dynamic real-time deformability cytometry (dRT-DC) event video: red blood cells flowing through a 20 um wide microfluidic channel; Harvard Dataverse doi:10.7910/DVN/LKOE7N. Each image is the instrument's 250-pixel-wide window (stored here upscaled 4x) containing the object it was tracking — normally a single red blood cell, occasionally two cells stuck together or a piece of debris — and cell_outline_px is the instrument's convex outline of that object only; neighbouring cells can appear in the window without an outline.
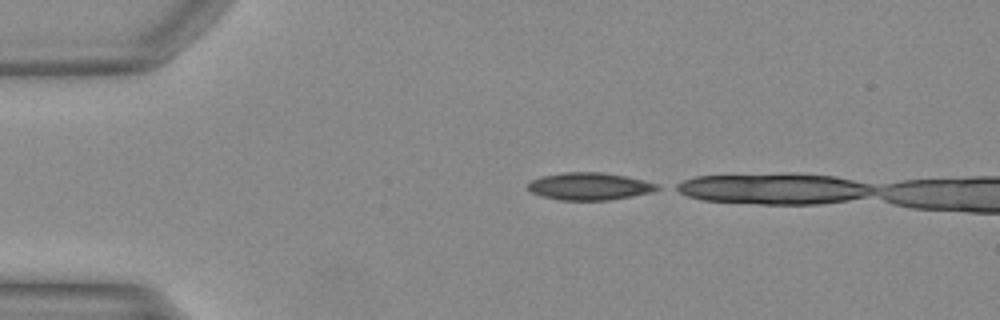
{"species": "Egyptian fruit bat (a non-hibernating species)", "species_latin": "Rousettus aegyptiacus", "temperature_condition": "warm", "stored_images_in_passage": 5, "camera_frame_rate_fps": 3000, "um_per_image_px": 0.085, "animal": {"sex": "female"}, "frame": {"image": 1, "passage_image": 1, "time_ms": 0.0, "image_size_px": [1000, 320], "cell_outline_px": [[660, 188], [652, 192], [632, 196], [608, 200], [560, 200], [544, 196], [532, 192], [528, 188], [528, 184], [532, 180], [540, 176], [564, 172], [604, 172], [624, 176], [660, 184]], "centroid_in_image_um": [50.12, 15.83], "position_along_channel_um": 34.9, "area_um2": 20.52}}